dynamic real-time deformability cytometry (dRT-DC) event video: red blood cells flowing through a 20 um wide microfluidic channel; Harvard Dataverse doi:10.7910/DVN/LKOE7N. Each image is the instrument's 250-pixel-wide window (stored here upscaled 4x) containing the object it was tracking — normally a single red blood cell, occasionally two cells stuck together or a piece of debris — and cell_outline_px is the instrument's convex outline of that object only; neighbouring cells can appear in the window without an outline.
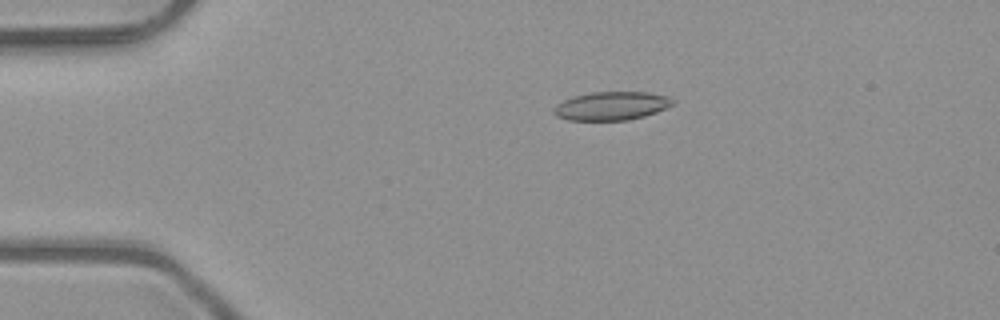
{"species": "common noctule bat (a hibernating species)", "species_latin": "Nyctalus noctula", "temperature_condition": "room temperature", "stored_images_in_passage": 5, "camera_frame_rate_fps": 3000, "um_per_image_px": 0.085, "animal": {"sex": "male", "body_mass_g": 23.1, "forearm_length_mm": 52.7}, "frame": {"image": 1, "passage_image": 3, "time_ms": 0.667, "image_size_px": [1000, 320], "cell_outline_px": [[672, 104], [656, 112], [644, 116], [628, 120], [568, 120], [556, 116], [552, 112], [556, 104], [572, 96], [592, 92], [648, 92], [668, 96], [672, 100]], "centroid_in_image_um": [51.92, 9.0], "position_along_channel_um": 33.1, "area_um2": 19.65}}
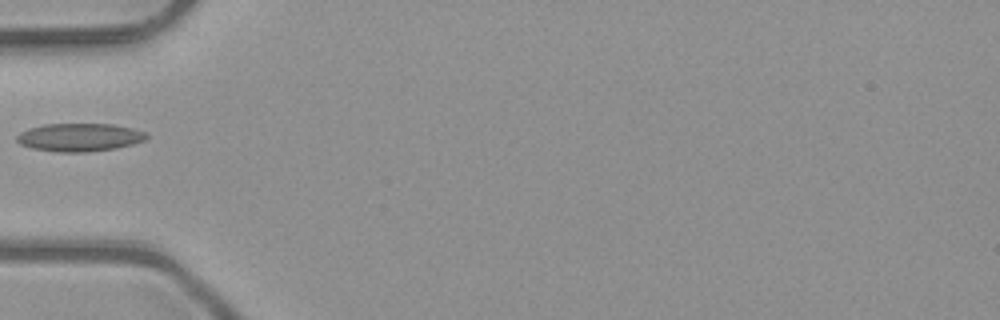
{"frame": {"image": 2, "passage_image": 5, "time_ms": 1.333, "image_size_px": [1000, 320], "cell_outline_px": [[148, 136], [144, 140], [132, 144], [116, 148], [84, 152], [56, 152], [32, 148], [20, 144], [16, 140], [16, 136], [20, 132], [28, 128], [44, 124], [112, 124], [132, 128], [148, 132]], "centroid_in_image_um": [6.75, 11.67], "position_along_channel_um": 78.3, "area_um2": 21.27}}